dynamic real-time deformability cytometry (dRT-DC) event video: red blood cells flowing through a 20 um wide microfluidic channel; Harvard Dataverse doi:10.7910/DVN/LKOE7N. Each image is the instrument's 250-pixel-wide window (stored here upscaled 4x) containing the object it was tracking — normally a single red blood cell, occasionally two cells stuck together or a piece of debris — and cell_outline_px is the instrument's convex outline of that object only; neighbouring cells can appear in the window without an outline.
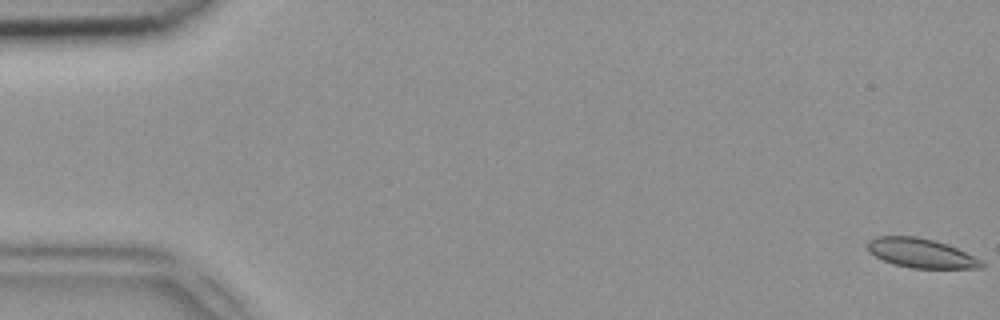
{"species": "common noctule bat (a hibernating species)", "species_latin": "Nyctalus noctula", "temperature_condition": "room temperature", "stored_images_in_passage": 50, "camera_frame_rate_fps": 3000, "um_per_image_px": 0.085, "animal": {"sex": "female", "body_mass_g": 18.4}, "frame": {"image": 1, "passage_image": 1, "time_ms": 0.0, "image_size_px": [1000, 320], "cell_outline_px": [[984, 268], [912, 268], [896, 264], [884, 260], [868, 252], [868, 240], [876, 236], [916, 236], [948, 244], [980, 260], [984, 264]], "centroid_in_image_um": [78.26, 21.51], "position_along_channel_um": 6.7, "area_um2": 19.19}}
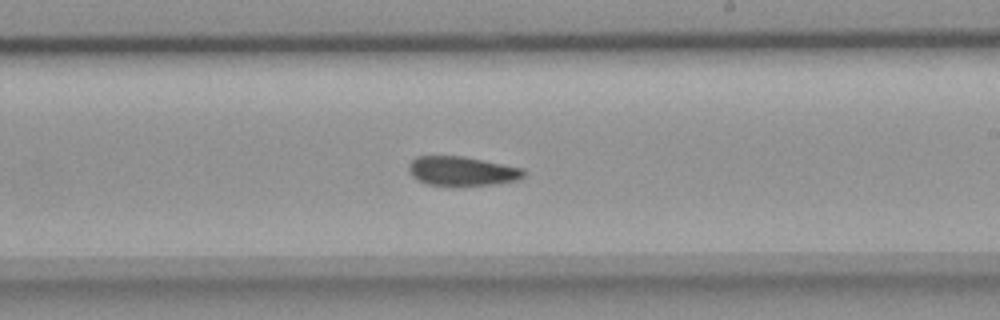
{"frame": {"image": 2, "passage_image": 30, "time_ms": 9.667, "image_size_px": [1000, 320], "cell_outline_px": [[524, 176], [516, 180], [496, 184], [452, 188], [424, 184], [412, 176], [408, 172], [408, 164], [416, 156], [464, 156], [524, 168]], "centroid_in_image_um": [39.22, 14.58], "position_along_channel_um": 249.8, "area_um2": 20.4}}
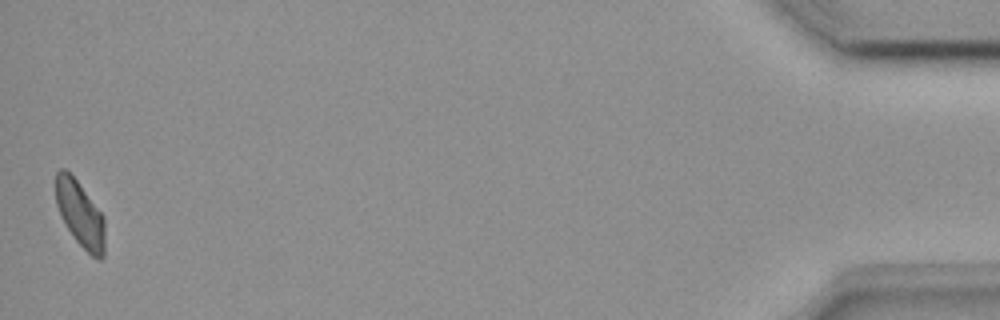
{"frame": {"image": 3, "passage_image": 50, "time_ms": 16.333, "image_size_px": [1000, 320], "cell_outline_px": [[104, 256], [100, 260], [92, 256], [76, 240], [68, 228], [56, 204], [56, 172], [60, 168], [64, 168], [76, 180], [104, 216]], "centroid_in_image_um": [6.82, 18.19], "position_along_channel_um": 428.4, "area_um2": 18.38}}